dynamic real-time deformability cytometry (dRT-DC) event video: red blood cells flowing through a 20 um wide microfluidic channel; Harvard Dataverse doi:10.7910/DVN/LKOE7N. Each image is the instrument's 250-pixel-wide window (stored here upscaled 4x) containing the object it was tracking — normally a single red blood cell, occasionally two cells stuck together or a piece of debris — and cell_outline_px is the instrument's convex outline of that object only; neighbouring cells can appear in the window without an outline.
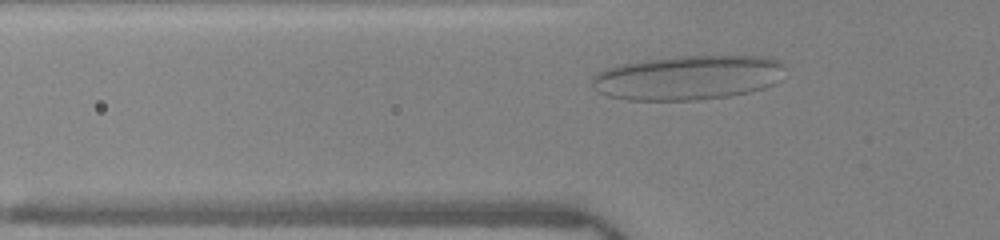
{"species": "human", "species_latin": "Homo sapiens", "temperature_condition": "warm", "stored_images_in_passage": 42, "camera_frame_rate_fps": 3000, "um_per_image_px": 0.085, "donor": {"sex": "female"}, "frame": {"image": 1, "passage_image": 9, "time_ms": 2.667, "image_size_px": [1000, 240], "cell_outline_px": [[784, 68], [780, 80], [764, 88], [748, 92], [728, 96], [696, 100], [628, 100], [608, 96], [600, 92], [592, 84], [592, 76], [596, 72], [616, 64], [644, 60], [676, 56], [760, 56], [780, 60], [784, 64]], "centroid_in_image_um": [58.46, 6.59], "position_along_channel_um": 67.3, "area_um2": 50.23}}
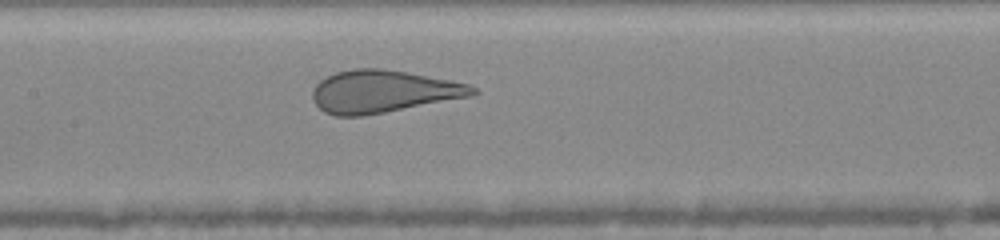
{"frame": {"image": 2, "passage_image": 17, "time_ms": 5.333, "image_size_px": [1000, 240], "cell_outline_px": [[480, 92], [472, 96], [384, 112], [360, 116], [336, 116], [324, 112], [312, 100], [312, 88], [324, 76], [336, 72], [356, 68], [380, 68], [408, 72], [468, 84], [476, 88]], "centroid_in_image_um": [32.52, 7.77], "position_along_channel_um": 174.9, "area_um2": 39.54}}
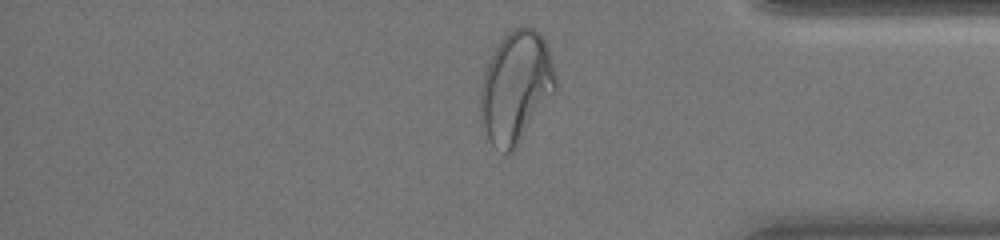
{"frame": {"image": 3, "passage_image": 34, "time_ms": 11.0, "image_size_px": [1000, 240], "cell_outline_px": [[556, 92], [516, 148], [508, 156], [492, 144], [488, 140], [484, 124], [480, 104], [480, 88], [484, 72], [500, 40], [512, 28], [532, 28], [540, 32], [548, 44], [556, 76]], "centroid_in_image_um": [43.89, 7.41], "position_along_channel_um": 391.3, "area_um2": 48.84}, "authors_computed_cell_mechanics": {"area_um2": 45.6909, "velocity_mm_per_s": 4.0555, "shape_relaxation_time_tau1_ms": 11.3176, "shape_relaxation_time_tau2_ms": null, "deformation_change_tau1": 0.3238, "deformation_change_tau2": null}}